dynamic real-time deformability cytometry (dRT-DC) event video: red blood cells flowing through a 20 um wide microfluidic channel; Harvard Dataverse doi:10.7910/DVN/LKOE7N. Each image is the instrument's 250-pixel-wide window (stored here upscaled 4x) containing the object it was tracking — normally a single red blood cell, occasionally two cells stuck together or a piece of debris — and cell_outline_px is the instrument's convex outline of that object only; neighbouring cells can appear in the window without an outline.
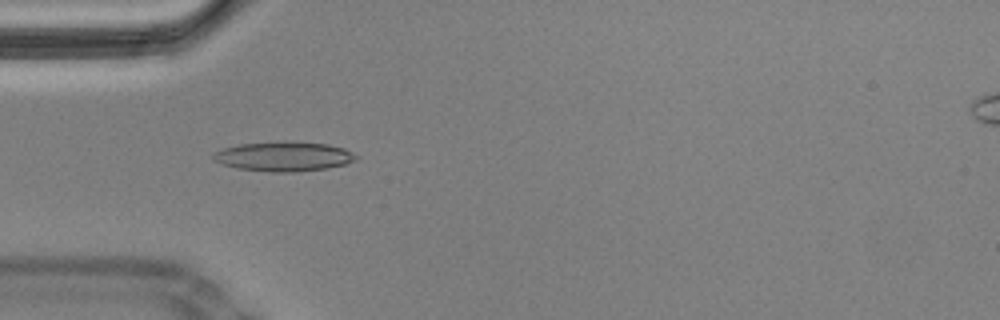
{"species": "Egyptian fruit bat (a non-hibernating species)", "species_latin": "Rousettus aegyptiacus", "temperature_condition": "cold", "stored_images_in_passage": 57, "camera_frame_rate_fps": 3000, "um_per_image_px": 0.085, "animal": {"sex": "male"}, "frame": {"image": 1, "passage_image": 17, "time_ms": 5.333, "image_size_px": [1000, 320], "cell_outline_px": [[360, 156], [356, 160], [344, 164], [324, 168], [292, 172], [272, 172], [236, 168], [220, 164], [212, 160], [212, 156], [216, 152], [224, 148], [240, 144], [284, 140], [288, 140], [328, 144], [344, 148]], "centroid_in_image_um": [24.11, 13.28], "position_along_channel_um": 60.9, "area_um2": 24.85}}
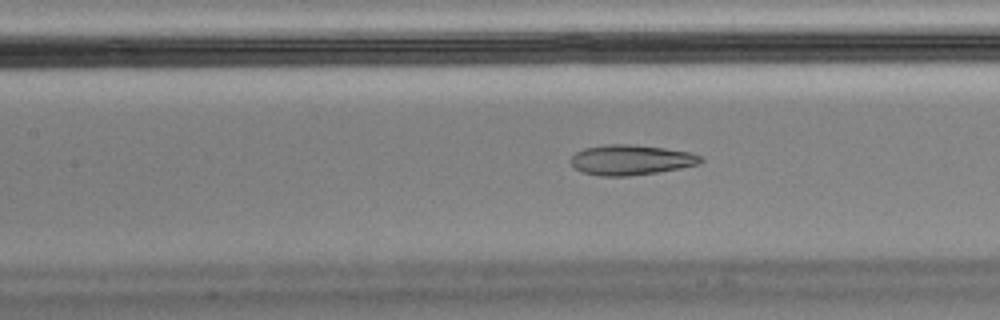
{"frame": {"image": 2, "passage_image": 25, "time_ms": 8.0, "image_size_px": [1000, 320], "cell_outline_px": [[704, 160], [700, 164], [660, 172], [628, 176], [600, 176], [584, 172], [576, 168], [572, 164], [572, 156], [576, 152], [584, 148], [608, 144], [632, 144], [664, 148], [692, 152], [700, 156]], "centroid_in_image_um": [53.68, 13.59], "position_along_channel_um": 153.7, "area_um2": 22.83}, "authors_computed_cell_mechanics": {"area_um2": 23.12, "velocity_mm_per_s": 3.5134, "shape_relaxation_time_tau1_ms": null, "shape_relaxation_time_tau2_ms": 2.4645, "deformation_change_tau1": null, "deformation_change_tau2": 0.0885}}